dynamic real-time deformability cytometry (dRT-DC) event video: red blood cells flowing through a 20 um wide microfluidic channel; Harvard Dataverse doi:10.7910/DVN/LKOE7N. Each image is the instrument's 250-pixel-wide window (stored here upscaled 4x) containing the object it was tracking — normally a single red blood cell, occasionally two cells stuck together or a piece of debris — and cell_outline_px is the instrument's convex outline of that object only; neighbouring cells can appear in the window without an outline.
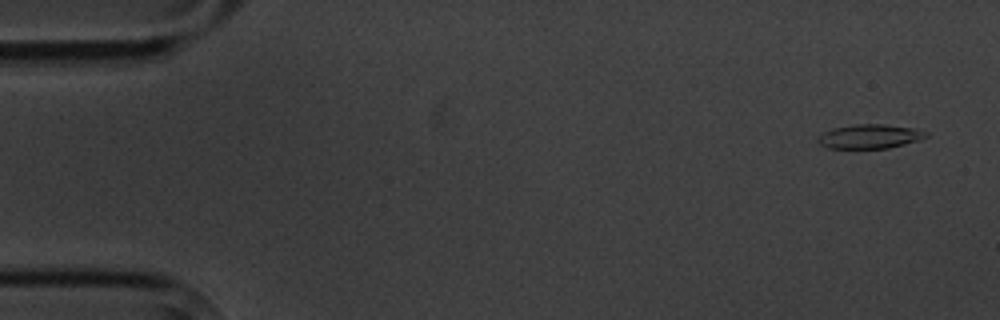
{"species": "common noctule bat (a hibernating species)", "species_latin": "Nyctalus noctula", "temperature_condition": "cold", "stored_images_in_passage": 5, "camera_frame_rate_fps": 3000, "um_per_image_px": 0.085, "animal": {"sex": "male", "body_mass_g": 20.1, "forearm_length_mm": 53.5}, "frame": {"image": 1, "passage_image": 1, "time_ms": 0.0, "image_size_px": [1000, 320], "cell_outline_px": [[928, 136], [904, 144], [888, 148], [828, 148], [820, 144], [816, 140], [824, 132], [832, 128], [852, 124], [880, 124], [912, 128], [928, 132]], "centroid_in_image_um": [73.89, 11.59], "position_along_channel_um": 11.1, "area_um2": 15.03}}
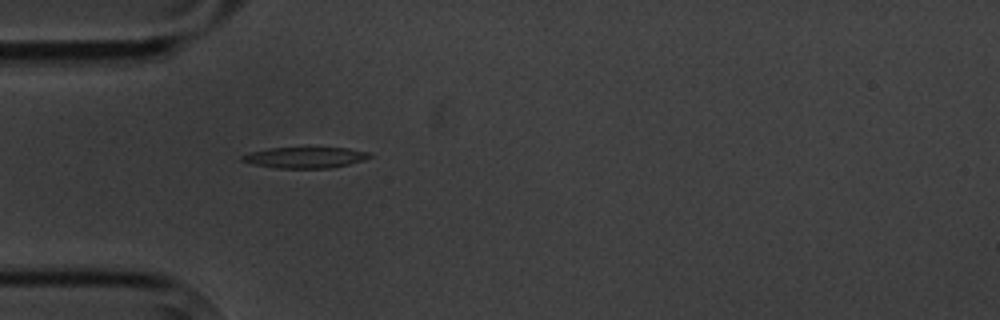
{"frame": {"image": 2, "passage_image": 5, "time_ms": 4.667, "image_size_px": [1000, 320], "cell_outline_px": [[372, 156], [364, 160], [348, 164], [328, 168], [276, 168], [252, 164], [240, 160], [240, 156], [248, 152], [268, 148], [348, 148], [368, 152]], "centroid_in_image_um": [25.88, 13.39], "position_along_channel_um": 59.1, "area_um2": 15.55}}